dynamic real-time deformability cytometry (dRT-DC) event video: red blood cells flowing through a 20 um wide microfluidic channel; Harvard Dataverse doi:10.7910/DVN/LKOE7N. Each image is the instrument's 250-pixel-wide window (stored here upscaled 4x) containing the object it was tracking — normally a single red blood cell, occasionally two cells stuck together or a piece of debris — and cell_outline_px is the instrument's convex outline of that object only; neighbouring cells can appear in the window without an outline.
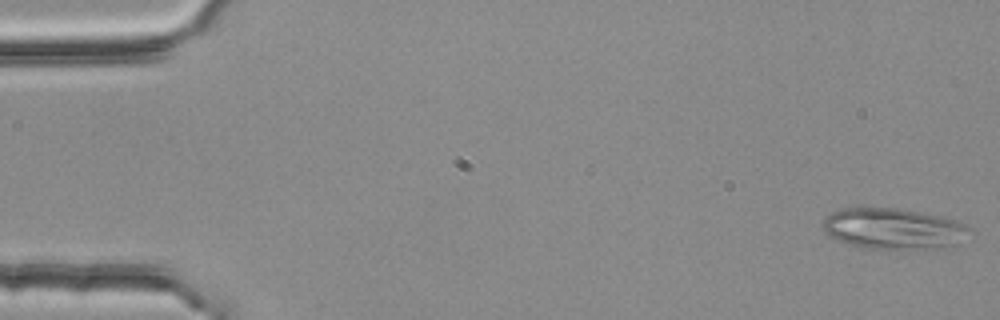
{"species": "common noctule bat (a hibernating species)", "species_latin": "Nyctalus noctula", "temperature_condition": "room temperature", "stored_images_in_passage": 49, "camera_frame_rate_fps": 3000, "um_per_image_px": 0.085, "animal": {"sex": "female", "body_mass_g": 25.1}, "frame": {"image": 1, "passage_image": 1, "time_ms": 0.0, "image_size_px": [1000, 320], "cell_outline_px": [[972, 232], [960, 244], [952, 248], [864, 248], [836, 240], [824, 232], [824, 216], [840, 208], [860, 204], [896, 208], [920, 212], [952, 220], [964, 224]], "centroid_in_image_um": [75.9, 19.4], "position_along_channel_um": 9.1, "area_um2": 35.72}}
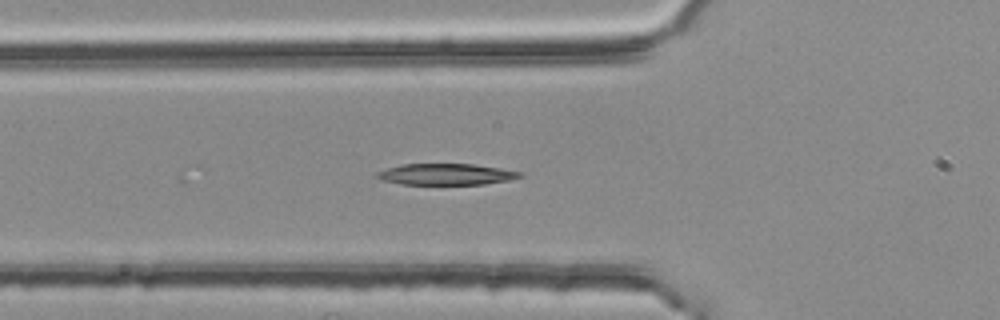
{"frame": {"image": 2, "passage_image": 19, "time_ms": 6.0, "image_size_px": [1000, 320], "cell_outline_px": [[524, 176], [512, 180], [484, 184], [400, 184], [380, 180], [376, 176], [376, 172], [400, 164], [476, 164], [500, 168], [520, 172]], "centroid_in_image_um": [37.92, 14.81], "position_along_channel_um": 87.9, "area_um2": 17.8}}
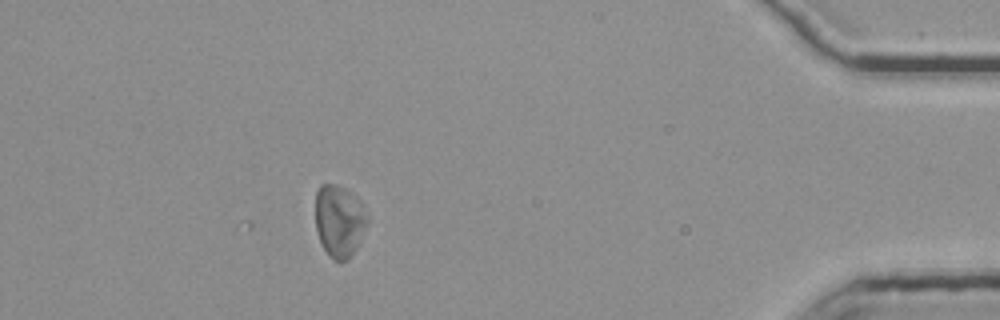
{"frame": {"image": 3, "passage_image": 49, "time_ms": 16.0, "image_size_px": [1000, 320], "cell_outline_px": [[368, 220], [356, 248], [352, 256], [348, 260], [332, 260], [328, 256], [320, 240], [316, 228], [316, 192], [320, 184], [336, 184], [348, 188], [360, 200], [368, 216]], "centroid_in_image_um": [28.84, 18.75], "position_along_channel_um": 406.4, "area_um2": 21.96}}